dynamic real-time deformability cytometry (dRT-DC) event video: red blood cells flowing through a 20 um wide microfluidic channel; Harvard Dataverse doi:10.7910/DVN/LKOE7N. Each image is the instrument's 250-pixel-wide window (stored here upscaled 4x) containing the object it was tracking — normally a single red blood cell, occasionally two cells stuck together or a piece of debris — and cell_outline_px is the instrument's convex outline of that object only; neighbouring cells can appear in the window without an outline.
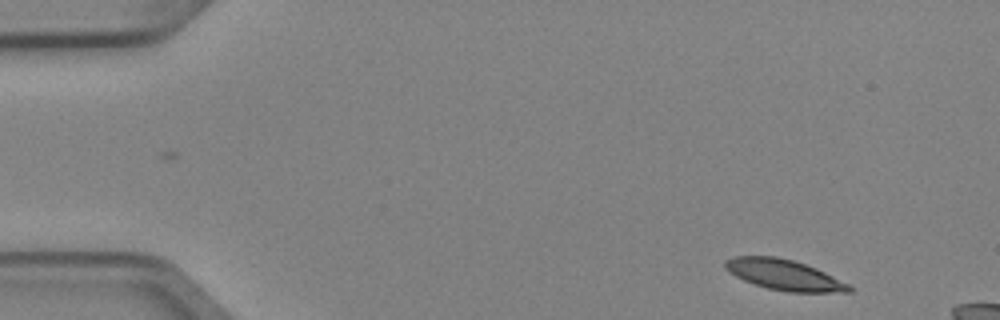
{"species": "Egyptian fruit bat (a non-hibernating species)", "species_latin": "Rousettus aegyptiacus", "temperature_condition": "cold", "stored_images_in_passage": 4, "camera_frame_rate_fps": 3000, "um_per_image_px": 0.085, "animal": {"sex": "female"}, "frame": {"image": 1, "passage_image": 1, "time_ms": 0.0, "image_size_px": [1000, 320], "cell_outline_px": [[856, 288], [852, 292], [788, 292], [768, 288], [744, 280], [736, 276], [724, 268], [724, 260], [732, 256], [776, 256], [792, 260], [816, 268]], "centroid_in_image_um": [66.65, 23.36], "position_along_channel_um": 18.4, "area_um2": 21.96}}